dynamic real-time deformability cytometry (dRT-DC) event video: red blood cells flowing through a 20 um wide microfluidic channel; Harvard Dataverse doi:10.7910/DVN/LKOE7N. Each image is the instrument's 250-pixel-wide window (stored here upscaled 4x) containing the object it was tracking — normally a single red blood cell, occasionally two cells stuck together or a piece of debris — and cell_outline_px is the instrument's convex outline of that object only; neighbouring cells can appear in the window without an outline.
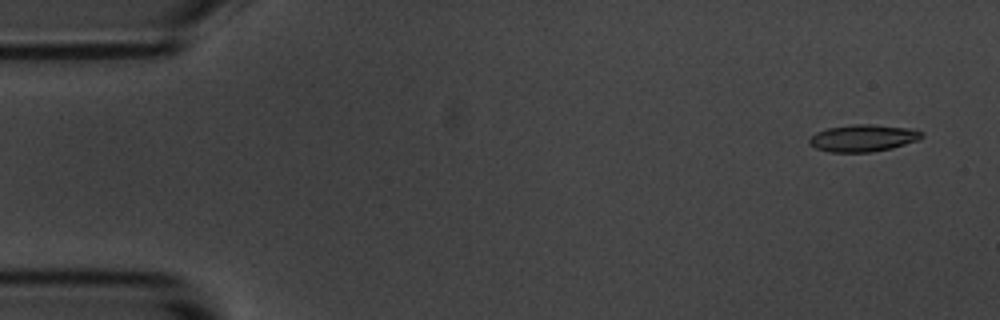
{"species": "common noctule bat (a hibernating species)", "species_latin": "Nyctalus noctula", "temperature_condition": "room temperature", "stored_images_in_passage": 4, "camera_frame_rate_fps": 3000, "um_per_image_px": 0.085, "animal": {"sex": "male", "body_mass_g": 20.1, "forearm_length_mm": 53.5}, "frame": {"image": 1, "passage_image": 1, "time_ms": 0.0, "image_size_px": [1000, 320], "cell_outline_px": [[924, 136], [920, 140], [892, 148], [872, 152], [828, 152], [816, 148], [808, 144], [808, 140], [816, 132], [828, 128], [852, 124], [872, 124], [908, 128], [920, 132]], "centroid_in_image_um": [73.34, 11.74], "position_along_channel_um": 11.7, "area_um2": 17.74}}
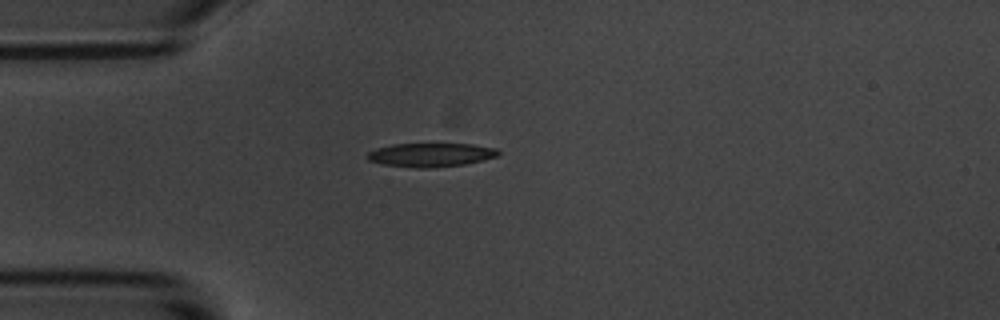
{"frame": {"image": 2, "passage_image": 4, "time_ms": 4.0, "image_size_px": [1000, 320], "cell_outline_px": [[500, 156], [484, 160], [464, 164], [432, 168], [416, 168], [384, 164], [368, 160], [364, 156], [368, 152], [376, 148], [392, 144], [472, 144], [496, 148], [500, 152]], "centroid_in_image_um": [36.62, 13.16], "position_along_channel_um": 48.4, "area_um2": 18.26}}